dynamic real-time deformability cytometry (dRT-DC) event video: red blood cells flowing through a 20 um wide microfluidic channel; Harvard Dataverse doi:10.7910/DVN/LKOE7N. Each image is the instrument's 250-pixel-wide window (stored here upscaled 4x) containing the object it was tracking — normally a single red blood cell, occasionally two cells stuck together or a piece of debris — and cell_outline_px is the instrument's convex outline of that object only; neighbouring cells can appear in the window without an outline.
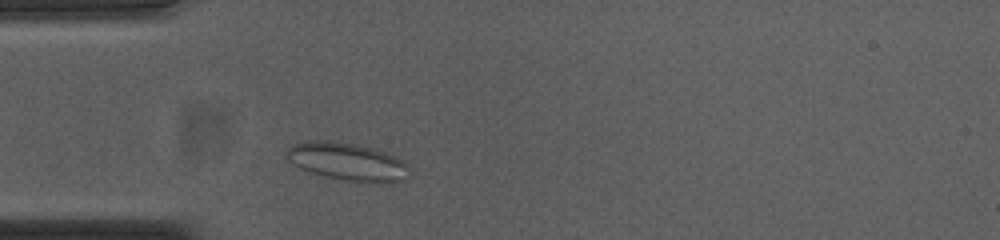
{"species": "common noctule bat (a hibernating species)", "species_latin": "Nyctalus noctula", "temperature_condition": "cold", "stored_images_in_passage": 33, "camera_frame_rate_fps": 3000, "um_per_image_px": 0.085, "animal": {"sex": "female", "body_mass_g": 23.0, "forearm_length_mm": 53.4}, "frame": {"image": 1, "passage_image": 4, "time_ms": 1.0, "image_size_px": [1000, 240], "cell_outline_px": [[412, 168], [408, 180], [376, 184], [340, 180], [312, 172], [300, 168], [292, 164], [284, 156], [284, 152], [292, 144], [308, 140], [328, 140], [356, 144], [376, 148], [388, 152], [404, 160]], "centroid_in_image_um": [29.6, 13.75], "position_along_channel_um": 55.4, "area_um2": 28.09}}
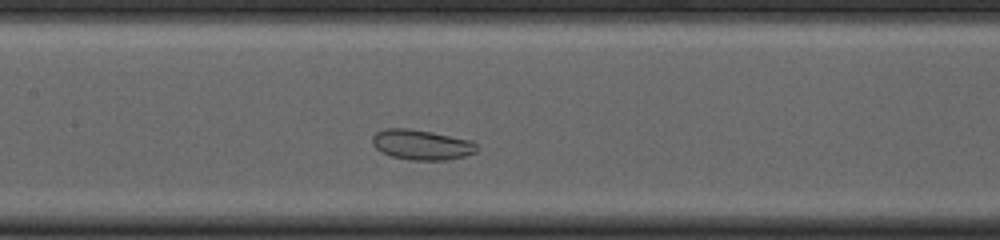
{"frame": {"image": 2, "passage_image": 14, "time_ms": 4.333, "image_size_px": [1000, 240], "cell_outline_px": [[476, 152], [464, 156], [448, 160], [408, 160], [392, 156], [380, 152], [372, 144], [372, 136], [376, 132], [384, 128], [408, 128], [472, 140], [476, 144]], "centroid_in_image_um": [35.8, 12.3], "position_along_channel_um": 171.6, "area_um2": 18.38}}
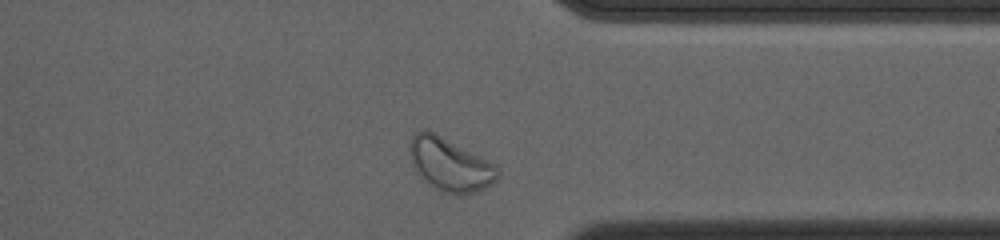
{"frame": {"image": 3, "passage_image": 31, "time_ms": 10.0, "image_size_px": [1000, 240], "cell_outline_px": [[500, 172], [496, 180], [492, 184], [476, 192], [464, 196], [456, 196], [440, 192], [428, 184], [416, 172], [412, 164], [412, 136], [416, 132], [432, 132], [496, 164], [500, 168]], "centroid_in_image_um": [38.32, 14.08], "position_along_channel_um": 373.1, "area_um2": 26.88}, "authors_computed_cell_mechanics": {"area_um2": 19.8254, "velocity_mm_per_s": 3.6298, "shape_relaxation_time_tau1_ms": null, "shape_relaxation_time_tau2_ms": 2.1479, "deformation_change_tau1": null, "deformation_change_tau2": 0.0606}}